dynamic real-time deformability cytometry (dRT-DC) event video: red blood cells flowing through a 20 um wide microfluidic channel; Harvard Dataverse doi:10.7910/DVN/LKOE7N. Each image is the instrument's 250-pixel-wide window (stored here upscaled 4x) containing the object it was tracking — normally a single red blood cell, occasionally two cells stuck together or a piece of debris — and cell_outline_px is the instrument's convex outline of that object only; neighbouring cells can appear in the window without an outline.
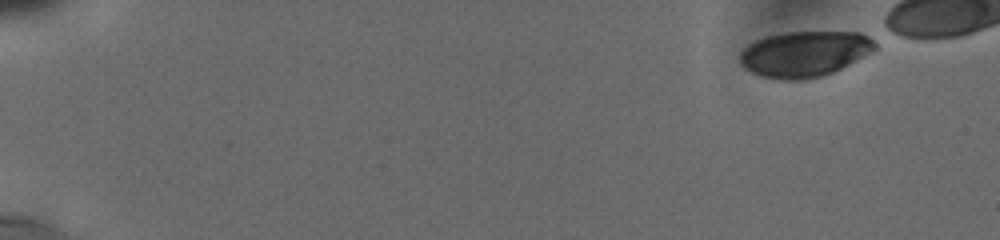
{"species": "human", "species_latin": "Homo sapiens", "temperature_condition": "cold", "stored_images_in_passage": 16, "camera_frame_rate_fps": 3000, "um_per_image_px": 0.085, "donor": {"sex": "male"}, "frame": {"image": 1, "passage_image": 1, "time_ms": 0.0, "image_size_px": [1000, 240], "cell_outline_px": [[876, 48], [872, 52], [824, 76], [804, 80], [780, 80], [760, 76], [744, 68], [740, 64], [740, 52], [748, 44], [756, 40], [768, 36], [788, 32], [860, 32], [876, 36]], "centroid_in_image_um": [68.42, 4.58], "position_along_channel_um": 16.6, "area_um2": 36.3}}